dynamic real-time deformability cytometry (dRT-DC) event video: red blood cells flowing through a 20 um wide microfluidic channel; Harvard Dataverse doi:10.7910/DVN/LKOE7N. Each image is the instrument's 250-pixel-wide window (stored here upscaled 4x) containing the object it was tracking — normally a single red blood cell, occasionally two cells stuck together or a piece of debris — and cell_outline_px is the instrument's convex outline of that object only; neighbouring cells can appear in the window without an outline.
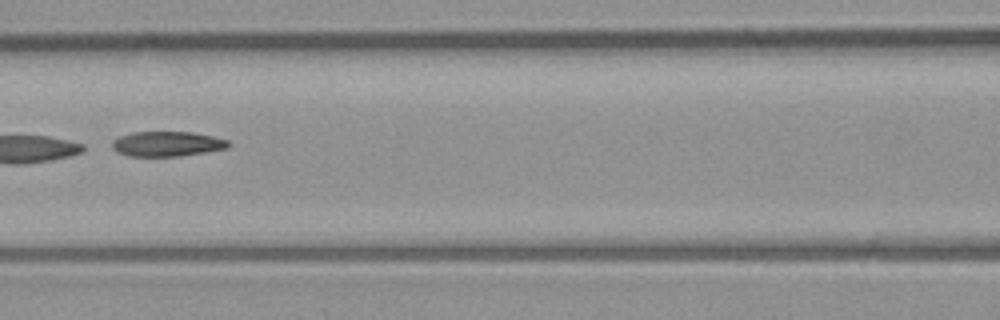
{"species": "common noctule bat (a hibernating species)", "species_latin": "Nyctalus noctula", "temperature_condition": "room temperature", "stored_images_in_passage": 8, "camera_frame_rate_fps": 3000, "um_per_image_px": 0.085, "animal": {"sex": "male", "body_mass_g": 23.1, "forearm_length_mm": 52.7}, "frame": {"image": 1, "passage_image": 7, "time_ms": 7.667, "image_size_px": [1000, 320], "cell_outline_px": [[232, 144], [228, 148], [180, 156], [128, 156], [116, 152], [112, 148], [112, 140], [120, 136], [132, 132], [192, 132], [212, 136], [228, 140]], "centroid_in_image_um": [14.19, 12.23], "position_along_channel_um": 152.4, "area_um2": 16.99}}
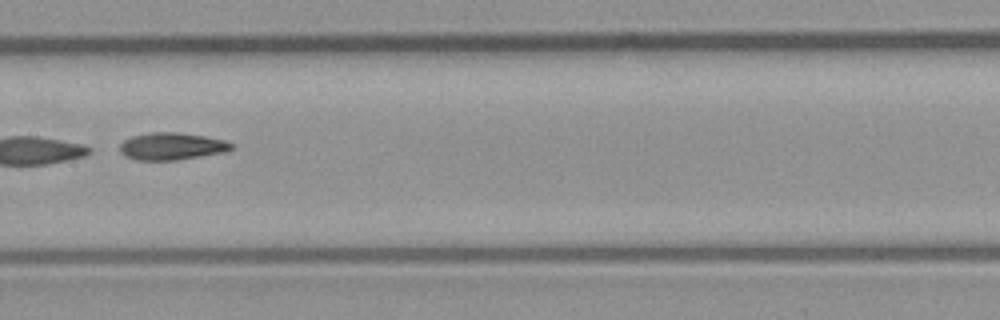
{"frame": {"image": 2, "passage_image": 8, "time_ms": 8.667, "image_size_px": [1000, 320], "cell_outline_px": [[232, 148], [224, 152], [176, 160], [136, 160], [124, 156], [120, 152], [120, 144], [124, 140], [132, 136], [152, 132], [176, 132], [204, 136], [224, 140], [232, 144]], "centroid_in_image_um": [14.55, 12.43], "position_along_channel_um": 192.9, "area_um2": 17.57}}